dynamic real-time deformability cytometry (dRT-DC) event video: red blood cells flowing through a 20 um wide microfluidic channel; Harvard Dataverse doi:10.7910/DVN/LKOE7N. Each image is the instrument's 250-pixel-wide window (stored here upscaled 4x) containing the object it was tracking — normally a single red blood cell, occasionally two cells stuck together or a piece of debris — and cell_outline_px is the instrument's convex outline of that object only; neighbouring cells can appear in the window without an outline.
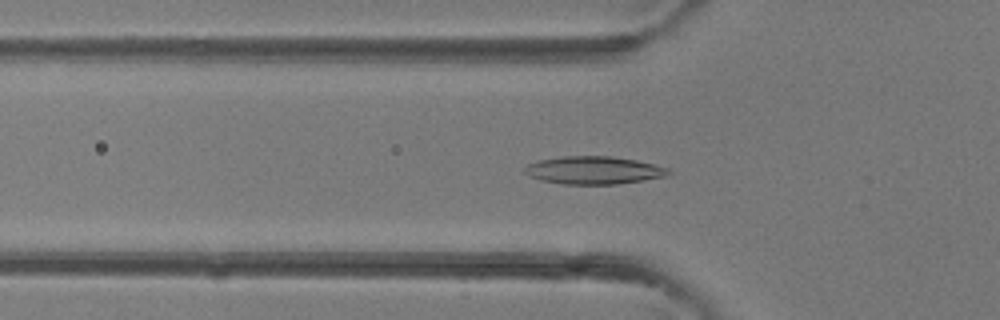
{"species": "common noctule bat (a hibernating species)", "species_latin": "Nyctalus noctula", "temperature_condition": "room temperature", "stored_images_in_passage": 42, "camera_frame_rate_fps": 3000, "um_per_image_px": 0.085, "animal": {"sex": "female"}, "frame": {"image": 1, "passage_image": 14, "time_ms": 4.333, "image_size_px": [1000, 320], "cell_outline_px": [[672, 172], [668, 176], [644, 180], [616, 184], [564, 184], [540, 180], [528, 176], [524, 172], [524, 168], [528, 164], [540, 160], [560, 156], [612, 156], [636, 160], [668, 168]], "centroid_in_image_um": [50.46, 14.47], "position_along_channel_um": 75.3, "area_um2": 23.35}}
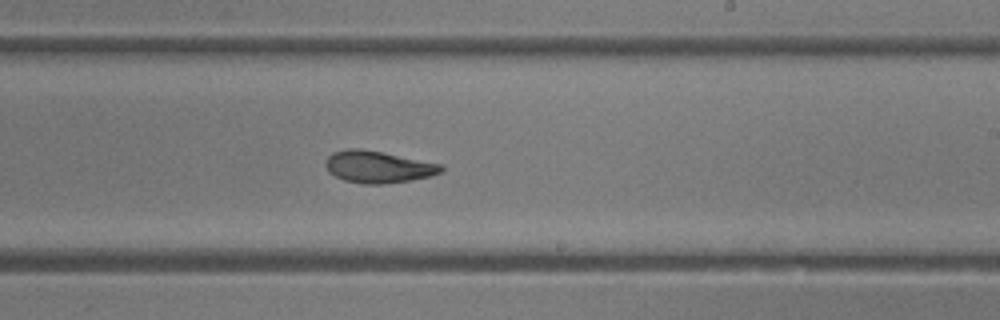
{"frame": {"image": 2, "passage_image": 25, "time_ms": 8.0, "image_size_px": [1000, 320], "cell_outline_px": [[444, 168], [440, 172], [432, 176], [412, 180], [384, 184], [364, 184], [344, 180], [328, 172], [324, 164], [328, 156], [332, 152], [348, 148], [360, 148], [444, 164]], "centroid_in_image_um": [32.14, 14.18], "position_along_channel_um": 256.9, "area_um2": 21.68}}
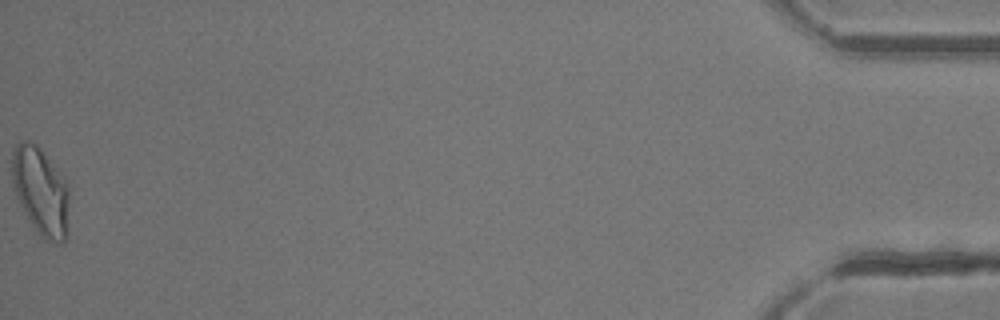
{"frame": {"image": 3, "passage_image": 42, "time_ms": 13.667, "image_size_px": [1000, 320], "cell_outline_px": [[68, 204], [64, 244], [56, 244], [44, 240], [40, 236], [32, 224], [20, 204], [16, 196], [12, 180], [12, 152], [16, 144], [20, 140], [32, 140], [36, 144], [68, 184]], "centroid_in_image_um": [3.43, 16.25], "position_along_channel_um": 431.8, "area_um2": 28.96}}